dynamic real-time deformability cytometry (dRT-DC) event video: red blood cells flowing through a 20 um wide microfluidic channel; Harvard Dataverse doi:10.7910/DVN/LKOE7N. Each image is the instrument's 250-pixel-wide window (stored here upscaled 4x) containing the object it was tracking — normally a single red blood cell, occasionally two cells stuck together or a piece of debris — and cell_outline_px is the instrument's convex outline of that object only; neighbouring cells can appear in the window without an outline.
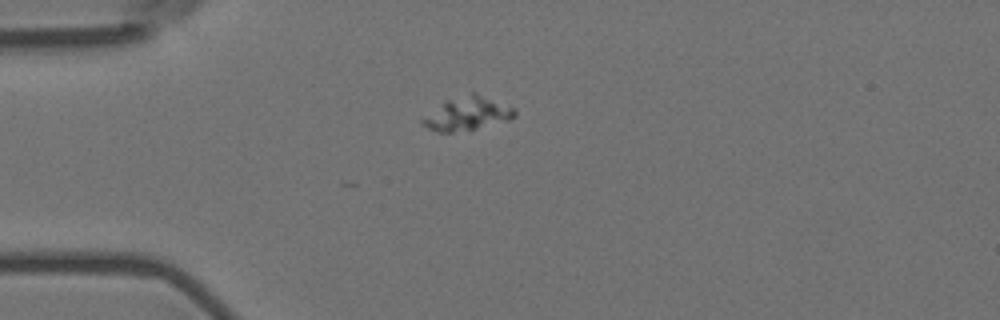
{"species": "Egyptian fruit bat (a non-hibernating species)", "species_latin": "Rousettus aegyptiacus", "temperature_condition": "room temperature", "stored_images_in_passage": 39, "camera_frame_rate_fps": 3000, "um_per_image_px": 0.085, "animal": {"sex": "female"}, "frame": {"image": 1, "passage_image": 1, "time_ms": 0.0, "image_size_px": [1000, 320], "cell_outline_px": [[516, 116], [508, 120], [476, 128], [452, 132], [436, 132], [420, 124], [420, 120], [444, 100], [472, 92], [516, 108]], "centroid_in_image_um": [39.69, 9.66], "position_along_channel_um": 45.3, "area_um2": 17.8}}
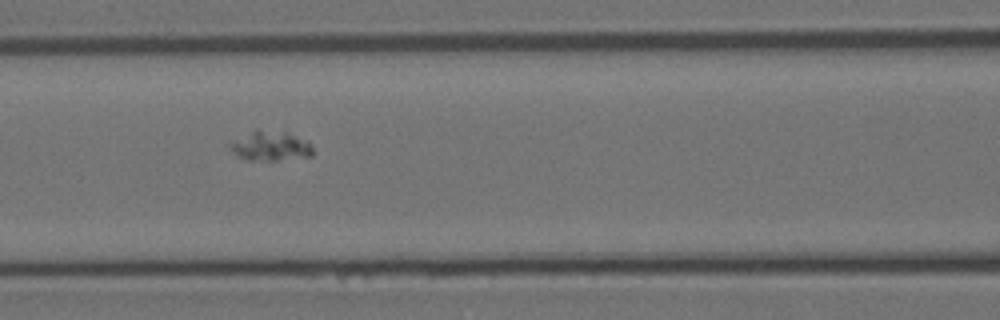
{"frame": {"image": 2, "passage_image": 11, "time_ms": 3.333, "image_size_px": [1000, 320], "cell_outline_px": [[312, 156], [276, 160], [248, 160], [240, 156], [228, 144], [256, 128], [284, 132], [308, 140], [312, 144]], "centroid_in_image_um": [23.04, 12.39], "position_along_channel_um": 143.6, "area_um2": 14.1}}
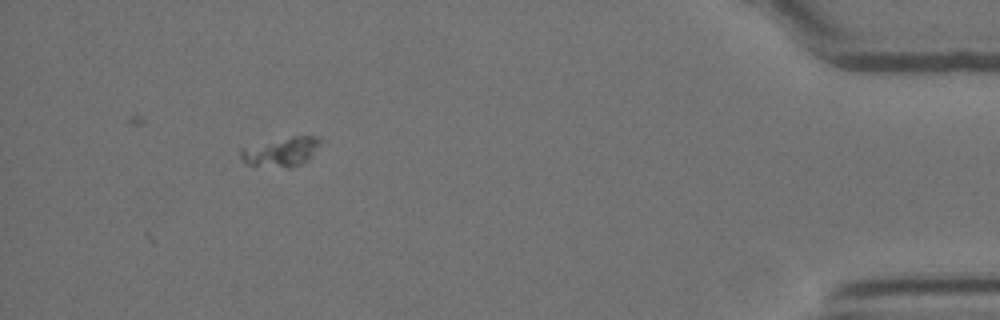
{"frame": {"image": 3, "passage_image": 39, "time_ms": 12.667, "image_size_px": [1000, 320], "cell_outline_px": [[320, 140], [308, 160], [292, 168], [288, 168], [248, 164], [240, 156], [240, 148], [292, 136], [316, 136]], "centroid_in_image_um": [23.87, 12.91], "position_along_channel_um": 411.3, "area_um2": 13.12}}